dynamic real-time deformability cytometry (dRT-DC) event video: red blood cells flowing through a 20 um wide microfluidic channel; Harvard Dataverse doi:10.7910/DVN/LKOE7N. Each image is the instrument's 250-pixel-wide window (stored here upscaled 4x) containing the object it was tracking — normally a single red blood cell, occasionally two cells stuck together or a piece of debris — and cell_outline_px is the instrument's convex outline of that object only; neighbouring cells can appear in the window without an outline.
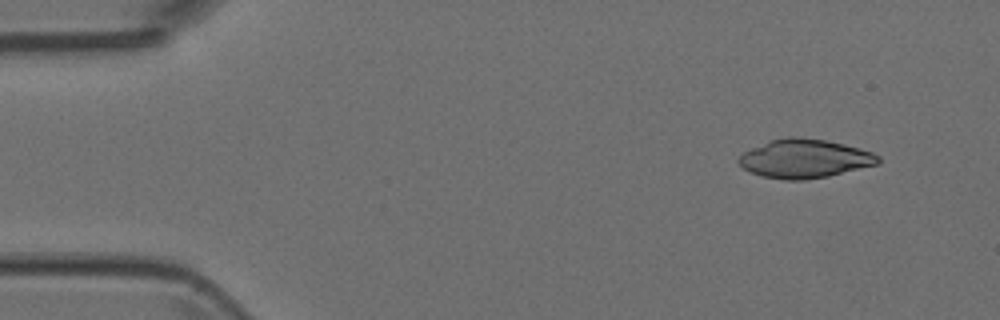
{"species": "Egyptian fruit bat (a non-hibernating species)", "species_latin": "Rousettus aegyptiacus", "temperature_condition": "room temperature", "stored_images_in_passage": 3, "camera_frame_rate_fps": 3000, "um_per_image_px": 0.085, "animal": {"sex": "female"}, "frame": {"image": 1, "passage_image": 1, "time_ms": 0.0, "image_size_px": [1000, 320], "cell_outline_px": [[880, 164], [828, 176], [804, 180], [784, 180], [760, 176], [744, 168], [736, 160], [744, 152], [768, 140], [788, 136], [796, 136], [824, 140], [844, 144], [860, 148], [872, 152], [880, 156]], "centroid_in_image_um": [68.4, 13.48], "position_along_channel_um": 16.6, "area_um2": 31.62}}